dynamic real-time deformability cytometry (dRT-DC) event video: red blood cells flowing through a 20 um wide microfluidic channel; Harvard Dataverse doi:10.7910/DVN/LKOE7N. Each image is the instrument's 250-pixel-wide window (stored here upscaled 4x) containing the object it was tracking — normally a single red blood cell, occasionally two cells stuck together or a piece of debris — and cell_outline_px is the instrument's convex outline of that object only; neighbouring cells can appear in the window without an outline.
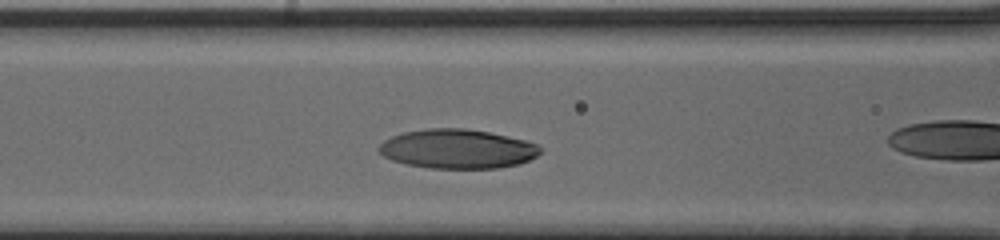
{"species": "human", "species_latin": "Homo sapiens", "temperature_condition": "cold", "stored_images_in_passage": 27, "camera_frame_rate_fps": 3000, "um_per_image_px": 0.085, "donor": {"sex": "male"}, "frame": {"image": 1, "passage_image": 4, "time_ms": 1.0, "image_size_px": [1000, 240], "cell_outline_px": [[544, 148], [536, 156], [520, 164], [496, 168], [428, 168], [404, 164], [392, 160], [384, 156], [376, 148], [384, 140], [392, 136], [404, 132], [428, 128], [464, 128], [488, 132], [524, 140], [536, 144]], "centroid_in_image_um": [38.86, 12.66], "position_along_channel_um": 127.7, "area_um2": 36.93}}
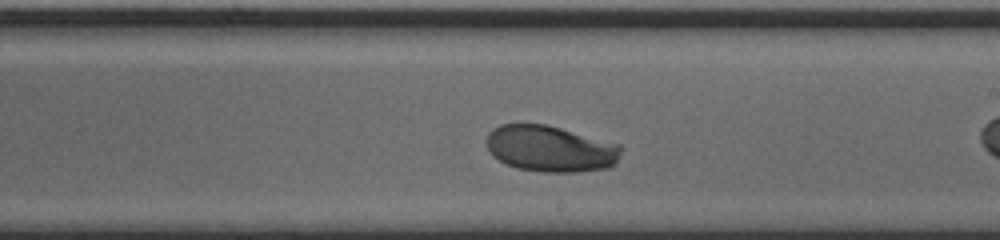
{"frame": {"image": 2, "passage_image": 13, "time_ms": 4.0, "image_size_px": [1000, 240], "cell_outline_px": [[620, 152], [616, 164], [612, 168], [576, 172], [540, 172], [516, 168], [492, 156], [488, 148], [488, 132], [492, 128], [500, 124], [544, 124], [560, 128], [620, 144]], "centroid_in_image_um": [46.79, 12.65], "position_along_channel_um": 242.2, "area_um2": 36.3}}
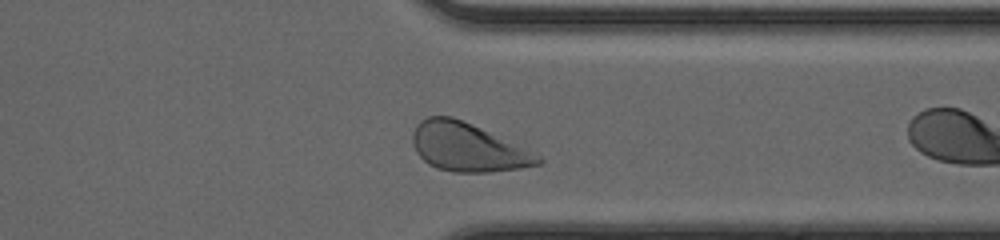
{"frame": {"image": 3, "passage_image": 23, "time_ms": 7.333, "image_size_px": [1000, 240], "cell_outline_px": [[544, 160], [540, 164], [520, 168], [492, 172], [452, 172], [436, 168], [428, 164], [416, 152], [412, 144], [412, 132], [416, 124], [420, 120], [428, 116], [452, 116], [480, 128], [540, 156]], "centroid_in_image_um": [39.68, 12.53], "position_along_channel_um": 371.7, "area_um2": 35.03}, "authors_computed_cell_mechanics": {"area_um2": 36.1828, "velocity_mm_per_s": 3.8313, "shape_relaxation_time_tau1_ms": 2.5376, "shape_relaxation_time_tau2_ms": null, "deformation_change_tau1": 0.1238, "deformation_change_tau2": null}}